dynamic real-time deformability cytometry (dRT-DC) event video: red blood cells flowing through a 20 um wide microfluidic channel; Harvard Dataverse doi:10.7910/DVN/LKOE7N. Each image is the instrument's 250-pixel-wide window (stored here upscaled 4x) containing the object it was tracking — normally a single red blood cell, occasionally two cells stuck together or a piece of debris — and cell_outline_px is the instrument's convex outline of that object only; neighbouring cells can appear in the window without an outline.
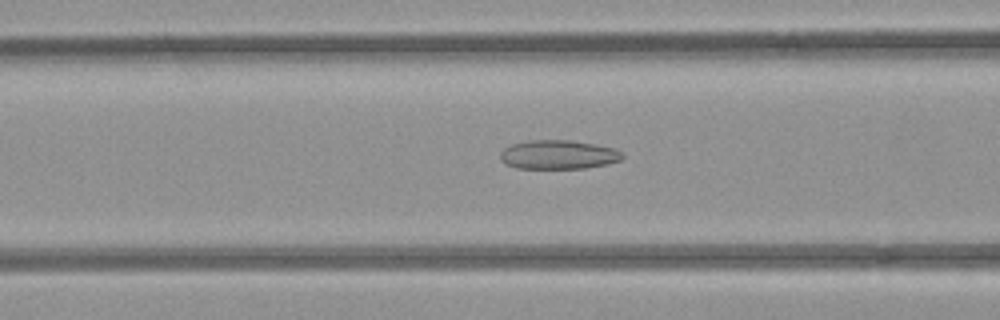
{"species": "common noctule bat (a hibernating species)", "species_latin": "Nyctalus noctula", "temperature_condition": "room temperature", "stored_images_in_passage": 48, "camera_frame_rate_fps": 3000, "um_per_image_px": 0.085, "animal": {"sex": "female", "body_mass_g": 21.9}, "frame": {"image": 1, "passage_image": 22, "time_ms": 7.0, "image_size_px": [1000, 320], "cell_outline_px": [[624, 156], [620, 160], [608, 164], [584, 168], [516, 168], [504, 164], [500, 160], [500, 152], [504, 148], [512, 144], [528, 140], [572, 140], [596, 144], [616, 148], [624, 152]], "centroid_in_image_um": [47.47, 13.14], "position_along_channel_um": 119.1, "area_um2": 20.92}}
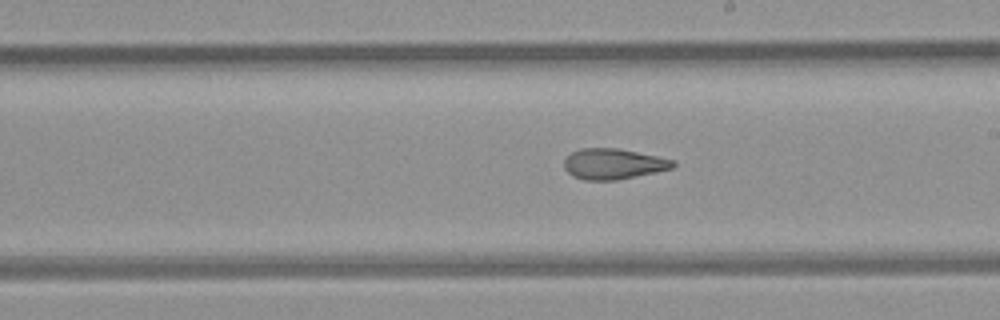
{"frame": {"image": 2, "passage_image": 31, "time_ms": 10.0, "image_size_px": [1000, 320], "cell_outline_px": [[676, 164], [672, 168], [656, 172], [616, 180], [584, 180], [572, 176], [564, 168], [564, 160], [572, 152], [580, 148], [616, 148], [656, 156], [672, 160]], "centroid_in_image_um": [52.09, 13.94], "position_along_channel_um": 236.9, "area_um2": 19.25}}
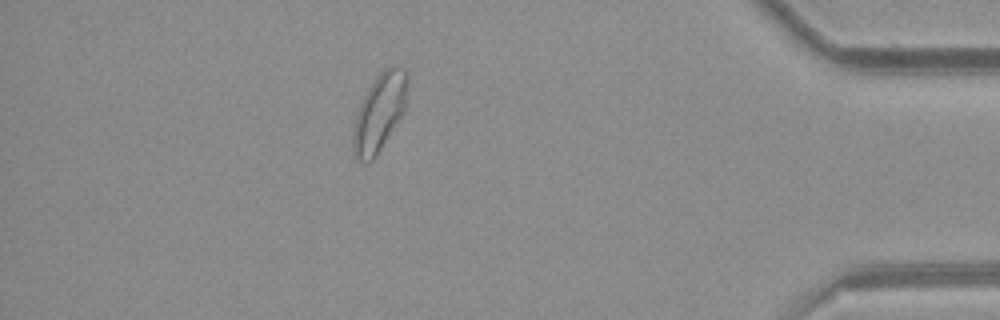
{"frame": {"image": 3, "passage_image": 45, "time_ms": 14.667, "image_size_px": [1000, 320], "cell_outline_px": [[408, 80], [404, 112], [372, 160], [368, 164], [356, 160], [352, 148], [352, 136], [356, 116], [360, 104], [368, 88], [376, 76], [384, 68], [392, 64], [396, 64], [404, 68], [408, 72]], "centroid_in_image_um": [32.25, 9.51], "position_along_channel_um": 402.9, "area_um2": 24.62}, "authors_computed_cell_mechanics": {"area_um2": 22.5998, "velocity_mm_per_s": 3.9272, "shape_relaxation_time_tau1_ms": null, "shape_relaxation_time_tau2_ms": 1.811, "deformation_change_tau1": null, "deformation_change_tau2": 0.0843}}